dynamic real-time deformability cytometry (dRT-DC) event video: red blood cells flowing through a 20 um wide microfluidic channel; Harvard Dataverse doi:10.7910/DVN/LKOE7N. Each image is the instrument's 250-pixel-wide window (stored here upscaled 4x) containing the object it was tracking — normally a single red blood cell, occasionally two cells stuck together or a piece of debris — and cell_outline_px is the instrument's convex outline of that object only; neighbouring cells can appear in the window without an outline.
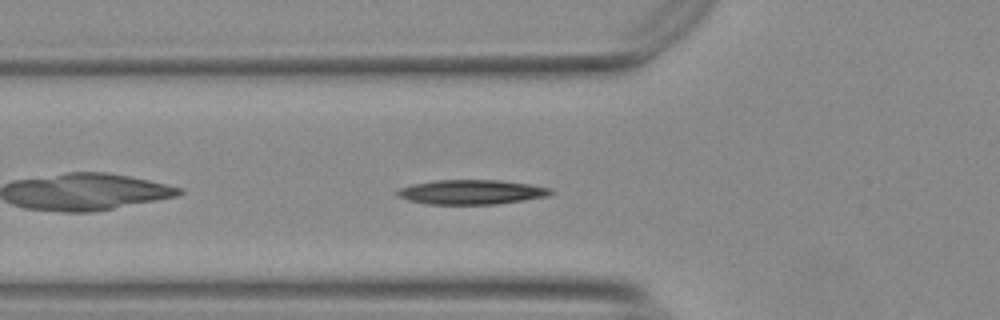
{"species": "Egyptian fruit bat (a non-hibernating species)", "species_latin": "Rousettus aegyptiacus", "temperature_condition": "warm", "stored_images_in_passage": 40, "camera_frame_rate_fps": 3000, "um_per_image_px": 0.085, "animal": {"sex": "female"}, "frame": {"image": 1, "passage_image": 4, "time_ms": 1.0, "image_size_px": [1000, 320], "cell_outline_px": [[556, 192], [548, 196], [524, 200], [496, 204], [424, 204], [408, 200], [396, 196], [392, 192], [400, 188], [412, 184], [436, 180], [500, 180], [528, 184], [552, 188]], "centroid_in_image_um": [40.04, 16.32], "position_along_channel_um": 85.8, "area_um2": 22.2}}
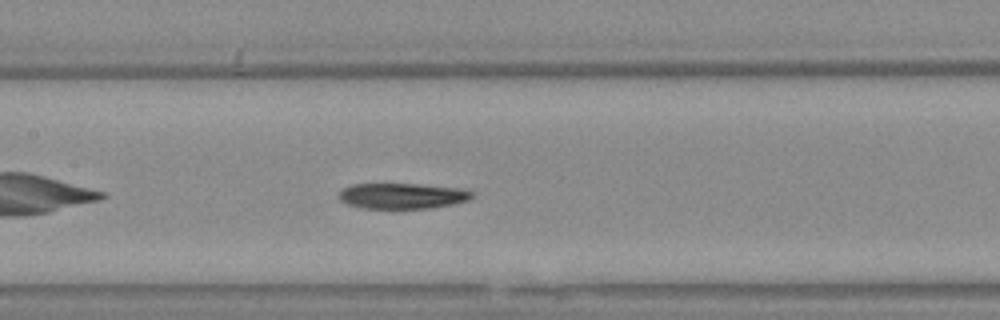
{"frame": {"image": 2, "passage_image": 11, "time_ms": 3.333, "image_size_px": [1000, 320], "cell_outline_px": [[472, 196], [468, 200], [452, 204], [432, 208], [360, 208], [348, 204], [340, 200], [340, 192], [344, 188], [352, 184], [416, 184], [460, 188], [472, 192]], "centroid_in_image_um": [34.18, 16.65], "position_along_channel_um": 173.2, "area_um2": 19.65}}
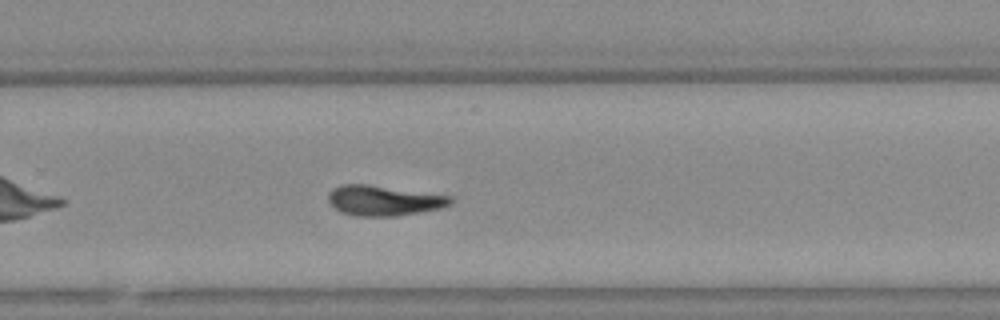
{"frame": {"image": 3, "passage_image": 21, "time_ms": 6.667, "image_size_px": [1000, 320], "cell_outline_px": [[452, 204], [440, 208], [420, 212], [396, 216], [356, 216], [344, 212], [336, 208], [328, 200], [328, 192], [332, 188], [340, 184], [368, 184], [452, 196]], "centroid_in_image_um": [32.62, 17.03], "position_along_channel_um": 297.2, "area_um2": 21.44}, "authors_computed_cell_mechanics": {"area_um2": 21.386, "velocity_mm_per_s": 3.7343, "shape_relaxation_time_tau1_ms": 10.148, "shape_relaxation_time_tau2_ms": null, "deformation_change_tau1": 0.258, "deformation_change_tau2": null}}